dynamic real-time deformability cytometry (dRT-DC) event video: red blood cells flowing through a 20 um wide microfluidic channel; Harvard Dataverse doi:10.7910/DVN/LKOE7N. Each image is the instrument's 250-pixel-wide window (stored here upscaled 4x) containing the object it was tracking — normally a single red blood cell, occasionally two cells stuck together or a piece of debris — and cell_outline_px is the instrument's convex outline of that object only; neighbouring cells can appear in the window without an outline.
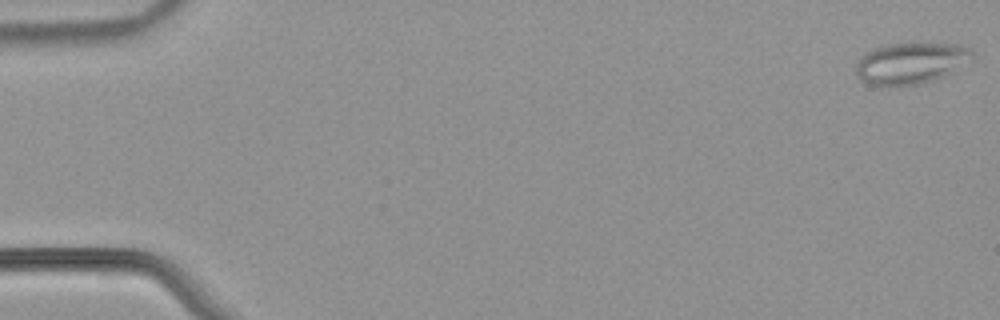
{"species": "common noctule bat (a hibernating species)", "species_latin": "Nyctalus noctula", "temperature_condition": "warm", "stored_images_in_passage": 54, "camera_frame_rate_fps": 3000, "um_per_image_px": 0.085, "animal": {"sex": "male", "body_mass_g": 21.5, "forearm_length_mm": 52.0}, "frame": {"image": 1, "passage_image": 1, "time_ms": 0.0, "image_size_px": [1000, 320], "cell_outline_px": [[976, 56], [972, 60], [944, 76], [920, 84], [900, 88], [868, 84], [860, 80], [856, 76], [856, 64], [868, 52], [876, 48], [888, 44], [908, 40], [920, 40], [960, 44], [968, 48]], "centroid_in_image_um": [77.46, 5.34], "position_along_channel_um": 7.5, "area_um2": 29.36}}
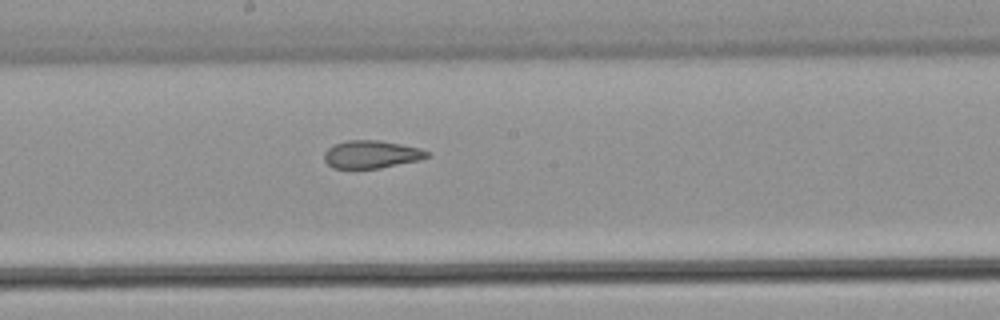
{"frame": {"image": 2, "passage_image": 30, "time_ms": 9.667, "image_size_px": [1000, 320], "cell_outline_px": [[432, 156], [420, 160], [380, 168], [332, 168], [324, 160], [324, 152], [332, 144], [348, 140], [380, 140], [420, 148], [432, 152]], "centroid_in_image_um": [31.6, 13.11], "position_along_channel_um": 216.6, "area_um2": 16.88}}
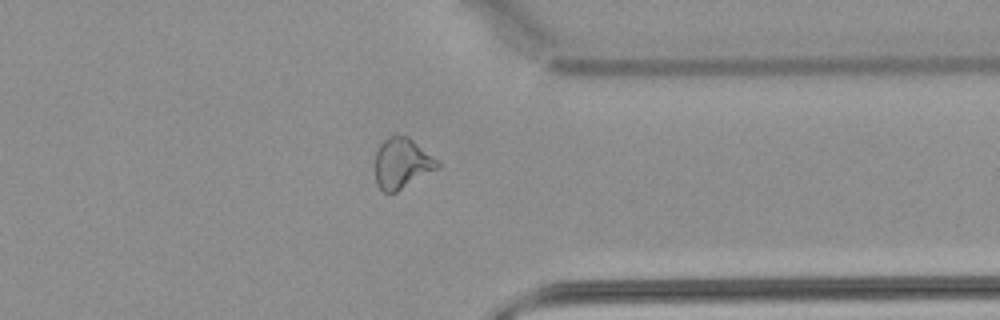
{"frame": {"image": 3, "passage_image": 43, "time_ms": 14.0, "image_size_px": [1000, 320], "cell_outline_px": [[440, 168], [396, 192], [384, 192], [376, 184], [376, 152], [380, 144], [388, 136], [408, 136], [436, 160], [440, 164]], "centroid_in_image_um": [34.16, 13.9], "position_along_channel_um": 377.2, "area_um2": 18.09}, "authors_computed_cell_mechanics": {"area_um2": 20.23, "velocity_mm_per_s": 3.8043, "shape_relaxation_time_tau1_ms": null, "shape_relaxation_time_tau2_ms": 2.0795, "deformation_change_tau1": null, "deformation_change_tau2": 0.1062}}